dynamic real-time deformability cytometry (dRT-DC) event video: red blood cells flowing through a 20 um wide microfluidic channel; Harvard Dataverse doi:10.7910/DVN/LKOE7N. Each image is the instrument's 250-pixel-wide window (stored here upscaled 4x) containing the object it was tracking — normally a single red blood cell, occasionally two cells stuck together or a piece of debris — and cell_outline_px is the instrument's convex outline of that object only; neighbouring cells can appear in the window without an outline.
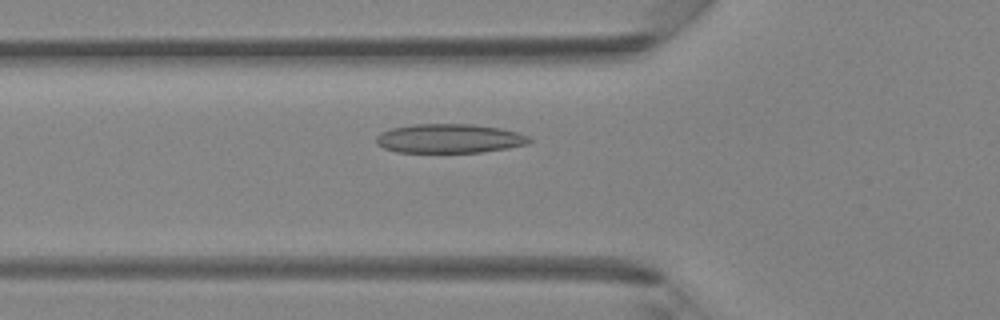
{"species": "Egyptian fruit bat (a non-hibernating species)", "species_latin": "Rousettus aegyptiacus", "temperature_condition": "room temperature", "stored_images_in_passage": 42, "camera_frame_rate_fps": 3000, "um_per_image_px": 0.085, "animal": {"sex": "female"}, "frame": {"image": 1, "passage_image": 15, "time_ms": 4.667, "image_size_px": [1000, 320], "cell_outline_px": [[532, 140], [528, 144], [508, 148], [480, 152], [396, 152], [384, 148], [376, 144], [376, 136], [380, 132], [392, 128], [412, 124], [472, 124], [500, 128], [516, 132], [528, 136]], "centroid_in_image_um": [38.17, 11.77], "position_along_channel_um": 87.6, "area_um2": 26.01}}
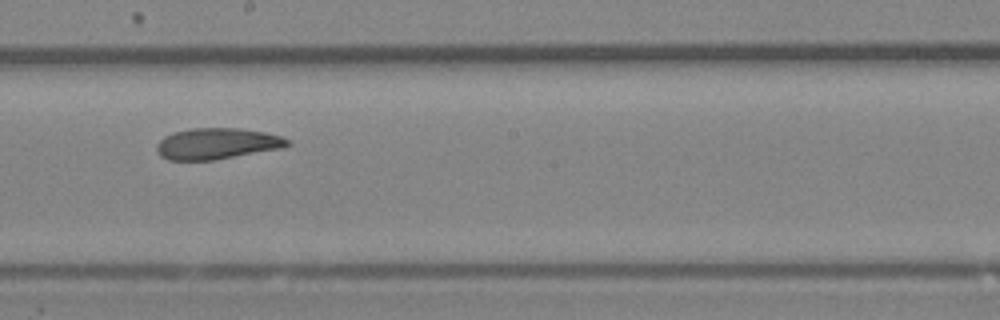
{"frame": {"image": 2, "passage_image": 24, "time_ms": 7.667, "image_size_px": [1000, 320], "cell_outline_px": [[292, 144], [284, 148], [212, 160], [168, 160], [160, 156], [156, 152], [156, 144], [164, 136], [172, 132], [192, 128], [240, 128], [264, 132], [280, 136], [288, 140]], "centroid_in_image_um": [18.42, 12.21], "position_along_channel_um": 229.8, "area_um2": 23.87}}
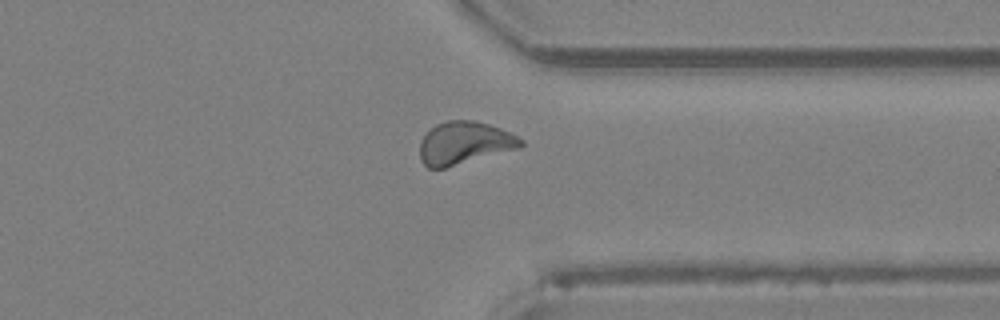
{"frame": {"image": 3, "passage_image": 33, "time_ms": 10.667, "image_size_px": [1000, 320], "cell_outline_px": [[524, 144], [520, 148], [444, 168], [428, 168], [420, 160], [420, 144], [424, 136], [436, 124], [448, 120], [472, 120], [488, 124], [500, 128], [524, 140]], "centroid_in_image_um": [39.48, 12.16], "position_along_channel_um": 371.9, "area_um2": 24.91}}